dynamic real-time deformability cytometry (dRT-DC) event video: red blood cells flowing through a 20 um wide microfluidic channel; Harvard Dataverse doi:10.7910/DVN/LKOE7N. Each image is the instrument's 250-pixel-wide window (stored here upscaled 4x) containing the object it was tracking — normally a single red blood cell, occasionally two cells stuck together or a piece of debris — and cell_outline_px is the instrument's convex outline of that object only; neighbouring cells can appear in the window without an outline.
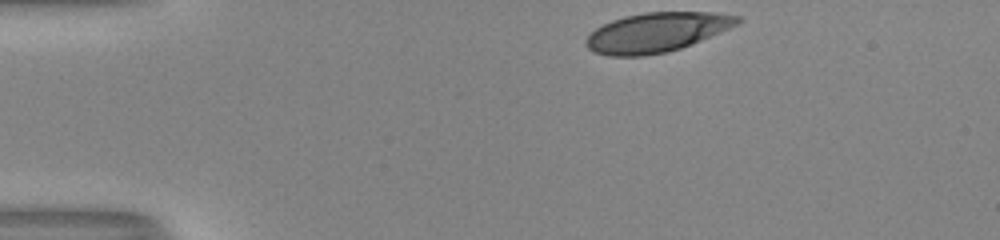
{"species": "human", "species_latin": "Homo sapiens", "temperature_condition": "room temperature", "stored_images_in_passage": 35, "camera_frame_rate_fps": 3000, "um_per_image_px": 0.085, "donor": {"sex": "male"}, "frame": {"image": 1, "passage_image": 1, "time_ms": 0.0, "image_size_px": [1000, 240], "cell_outline_px": [[744, 20], [740, 24], [680, 48], [668, 52], [644, 56], [608, 56], [596, 52], [588, 48], [584, 44], [584, 40], [596, 28], [612, 20], [624, 16], [644, 12], [716, 12], [744, 16]], "centroid_in_image_um": [55.86, 2.73], "position_along_channel_um": 29.1, "area_um2": 35.03}}
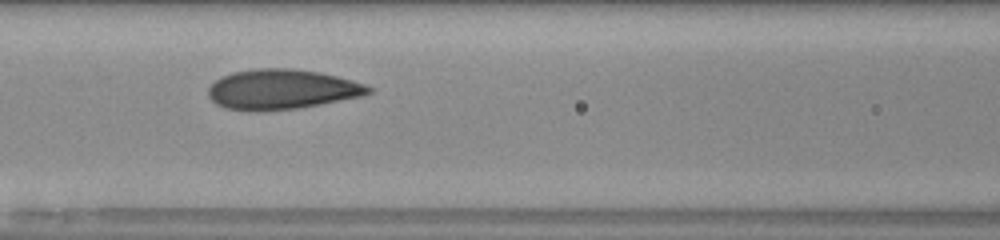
{"frame": {"image": 2, "passage_image": 15, "time_ms": 4.667, "image_size_px": [1000, 240], "cell_outline_px": [[372, 92], [360, 96], [320, 104], [296, 108], [224, 108], [216, 104], [208, 96], [208, 88], [220, 76], [232, 72], [256, 68], [292, 68], [320, 72], [352, 80], [364, 84], [372, 88]], "centroid_in_image_um": [23.96, 7.54], "position_along_channel_um": 142.6, "area_um2": 36.36}}
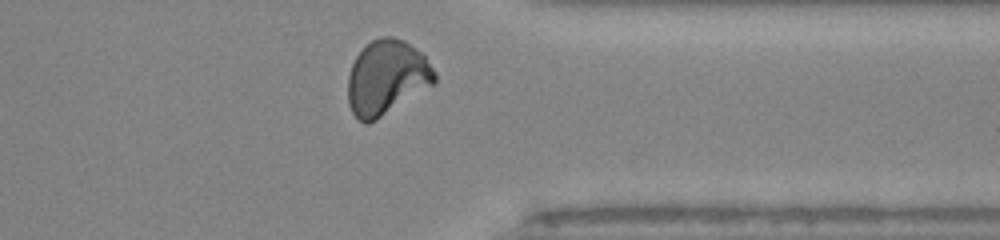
{"frame": {"image": 3, "passage_image": 33, "time_ms": 10.667, "image_size_px": [1000, 240], "cell_outline_px": [[436, 84], [376, 120], [368, 124], [364, 124], [352, 112], [348, 104], [348, 76], [352, 64], [356, 56], [364, 44], [380, 36], [392, 36], [404, 40], [416, 48], [424, 56], [436, 72]], "centroid_in_image_um": [32.87, 6.59], "position_along_channel_um": 378.5, "area_um2": 38.15}, "authors_computed_cell_mechanics": {"area_um2": 36.3562, "velocity_mm_per_s": 4.0226, "shape_relaxation_time_tau1_ms": 6.9214, "shape_relaxation_time_tau2_ms": 0.8715, "deformation_change_tau1": 0.2091, "deformation_change_tau2": 0.0522}}